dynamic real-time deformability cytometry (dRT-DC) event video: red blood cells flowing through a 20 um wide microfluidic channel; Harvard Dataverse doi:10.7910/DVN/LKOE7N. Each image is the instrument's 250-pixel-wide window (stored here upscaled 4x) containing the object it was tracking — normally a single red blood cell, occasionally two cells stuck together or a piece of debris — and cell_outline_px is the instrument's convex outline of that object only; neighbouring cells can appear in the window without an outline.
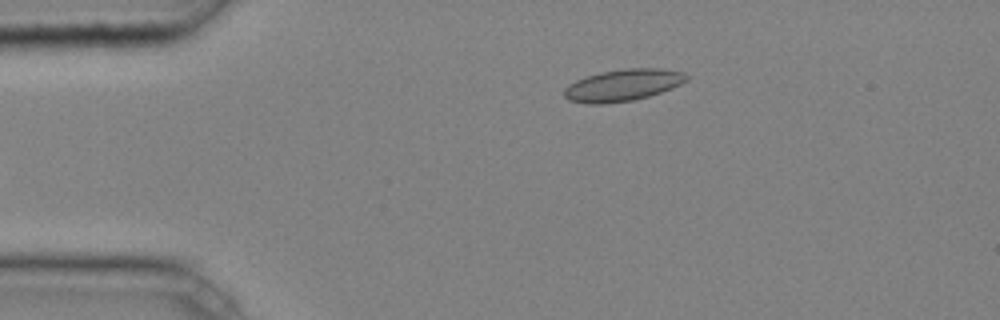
{"species": "common noctule bat (a hibernating species)", "species_latin": "Nyctalus noctula", "temperature_condition": "cold", "stored_images_in_passage": 5, "camera_frame_rate_fps": 3000, "um_per_image_px": 0.085, "animal": {"sex": "male", "body_mass_g": 20.4}, "frame": {"image": 1, "passage_image": 5, "time_ms": 1.333, "image_size_px": [1000, 320], "cell_outline_px": [[688, 80], [672, 88], [648, 96], [632, 100], [604, 104], [588, 104], [568, 100], [564, 96], [564, 88], [568, 84], [584, 76], [600, 72], [624, 68], [664, 68], [684, 72], [688, 76]], "centroid_in_image_um": [52.93, 7.23], "position_along_channel_um": 32.1, "area_um2": 22.89}}